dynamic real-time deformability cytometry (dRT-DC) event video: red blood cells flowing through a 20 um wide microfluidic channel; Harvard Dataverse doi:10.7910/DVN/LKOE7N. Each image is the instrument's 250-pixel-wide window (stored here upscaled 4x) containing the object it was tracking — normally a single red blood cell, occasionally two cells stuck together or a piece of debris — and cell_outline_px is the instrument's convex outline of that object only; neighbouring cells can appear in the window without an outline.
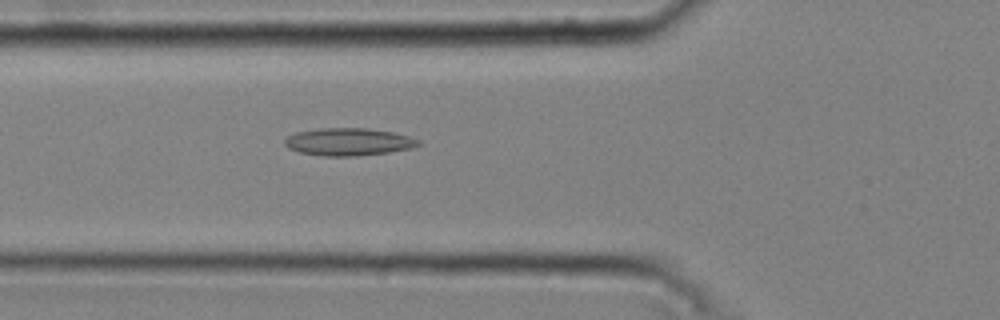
{"species": "common noctule bat (a hibernating species)", "species_latin": "Nyctalus noctula", "temperature_condition": "cold", "stored_images_in_passage": 47, "camera_frame_rate_fps": 3000, "um_per_image_px": 0.085, "animal": {"sex": "male", "body_mass_g": 20.4}, "frame": {"image": 1, "passage_image": 18, "time_ms": 5.667, "image_size_px": [1000, 320], "cell_outline_px": [[420, 144], [412, 148], [388, 152], [356, 156], [324, 156], [300, 152], [288, 148], [284, 144], [284, 140], [288, 136], [296, 132], [320, 128], [368, 128], [392, 132], [408, 136], [420, 140]], "centroid_in_image_um": [29.61, 12.05], "position_along_channel_um": 96.2, "area_um2": 21.39}}
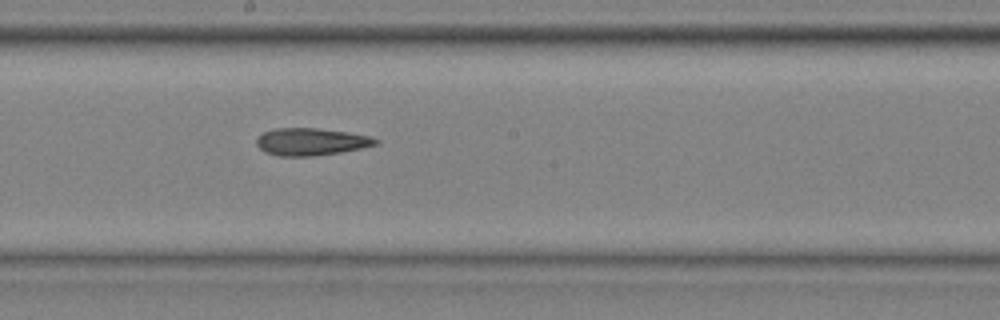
{"frame": {"image": 2, "passage_image": 28, "time_ms": 9.0, "image_size_px": [1000, 320], "cell_outline_px": [[380, 144], [340, 152], [312, 156], [280, 156], [264, 152], [256, 144], [256, 140], [264, 132], [276, 128], [316, 128], [348, 132], [372, 136], [380, 140]], "centroid_in_image_um": [26.48, 12.04], "position_along_channel_um": 221.7, "area_um2": 18.96}}
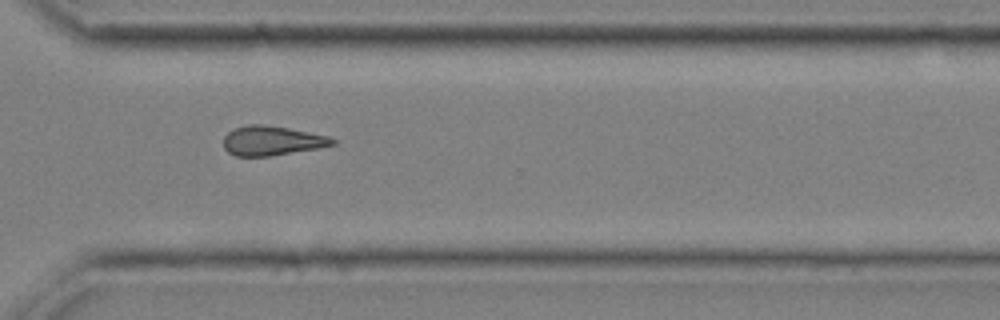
{"frame": {"image": 3, "passage_image": 38, "time_ms": 12.333, "image_size_px": [1000, 320], "cell_outline_px": [[336, 144], [316, 148], [268, 156], [236, 156], [228, 152], [224, 148], [224, 136], [228, 132], [236, 128], [248, 124], [260, 124], [288, 128], [328, 136], [336, 140]], "centroid_in_image_um": [23.09, 11.96], "position_along_channel_um": 347.5, "area_um2": 18.44}, "authors_computed_cell_mechanics": {"area_um2": 19.8832, "velocity_mm_per_s": 3.7574, "shape_relaxation_time_tau1_ms": null, "shape_relaxation_time_tau2_ms": 8.8181, "deformation_change_tau1": null, "deformation_change_tau2": 0.215}}